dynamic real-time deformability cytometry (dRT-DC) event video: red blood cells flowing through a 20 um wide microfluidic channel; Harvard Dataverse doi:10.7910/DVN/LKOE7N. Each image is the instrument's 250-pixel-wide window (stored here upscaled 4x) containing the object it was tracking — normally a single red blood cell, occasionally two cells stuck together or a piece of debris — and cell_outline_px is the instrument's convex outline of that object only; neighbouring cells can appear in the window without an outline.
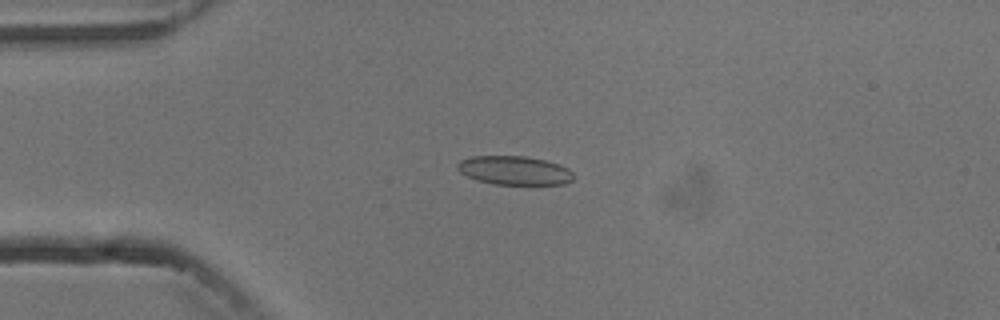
{"species": "common noctule bat (a hibernating species)", "species_latin": "Nyctalus noctula", "temperature_condition": "cold", "stored_images_in_passage": 5, "camera_frame_rate_fps": 3000, "um_per_image_px": 0.085, "animal": {"sex": "male", "body_mass_g": 13.3}, "frame": {"image": 1, "passage_image": 4, "time_ms": 3.667, "image_size_px": [1000, 320], "cell_outline_px": [[572, 180], [564, 184], [496, 184], [476, 180], [460, 172], [456, 168], [456, 164], [460, 160], [472, 156], [524, 156], [544, 160], [568, 168], [572, 172]], "centroid_in_image_um": [43.68, 14.48], "position_along_channel_um": 41.3, "area_um2": 19.31}}